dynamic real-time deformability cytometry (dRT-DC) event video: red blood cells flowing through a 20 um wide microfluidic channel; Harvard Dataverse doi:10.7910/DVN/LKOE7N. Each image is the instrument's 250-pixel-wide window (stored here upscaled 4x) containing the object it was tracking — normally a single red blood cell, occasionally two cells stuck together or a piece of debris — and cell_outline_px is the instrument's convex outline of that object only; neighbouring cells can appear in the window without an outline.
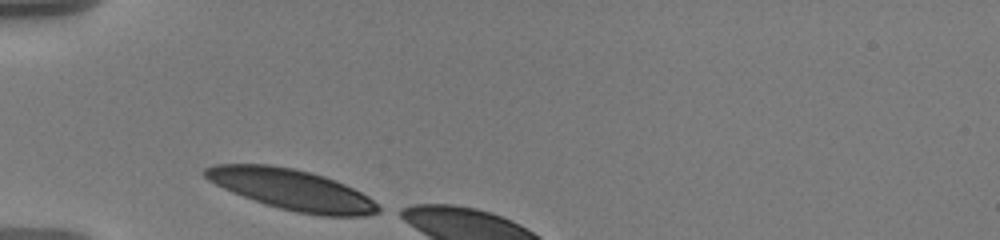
{"species": "human", "species_latin": "Homo sapiens", "temperature_condition": "warm", "stored_images_in_passage": 5, "camera_frame_rate_fps": 3000, "um_per_image_px": 0.085, "donor": {"sex": "male"}, "frame": {"image": 1, "passage_image": 1, "time_ms": 0.0, "image_size_px": [1000, 240], "cell_outline_px": [[384, 208], [380, 212], [364, 216], [320, 216], [296, 212], [280, 208], [232, 192], [208, 180], [200, 172], [204, 168], [212, 164], [268, 164], [292, 168], [312, 172], [336, 180], [368, 196]], "centroid_in_image_um": [24.83, 16.11], "position_along_channel_um": 60.2, "area_um2": 41.1}}